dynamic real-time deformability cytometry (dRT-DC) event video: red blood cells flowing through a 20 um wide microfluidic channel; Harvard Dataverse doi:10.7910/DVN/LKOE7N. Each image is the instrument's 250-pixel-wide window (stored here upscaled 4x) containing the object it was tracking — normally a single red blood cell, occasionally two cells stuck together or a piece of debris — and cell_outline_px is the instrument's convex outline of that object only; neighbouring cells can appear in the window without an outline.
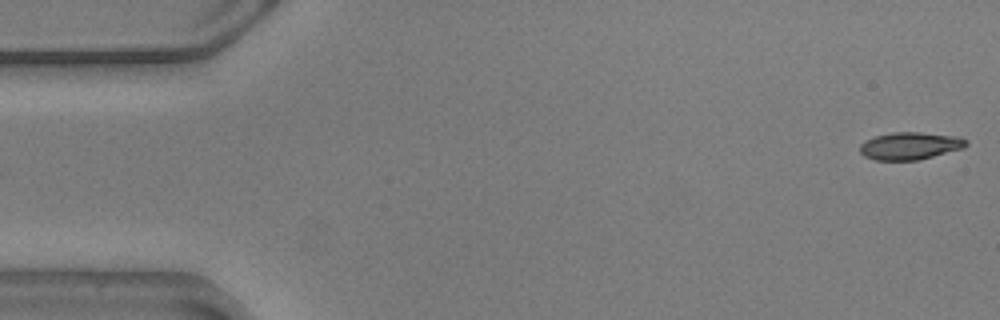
{"species": "common noctule bat (a hibernating species)", "species_latin": "Nyctalus noctula", "temperature_condition": "warm", "stored_images_in_passage": 56, "camera_frame_rate_fps": 3000, "um_per_image_px": 0.085, "animal": {"sex": "male", "body_mass_g": 20.5, "forearm_length_mm": 52.5}, "frame": {"image": 1, "passage_image": 1, "time_ms": 0.0, "image_size_px": [1000, 320], "cell_outline_px": [[968, 144], [964, 148], [920, 160], [876, 160], [864, 156], [860, 152], [860, 144], [876, 136], [892, 132], [920, 132], [960, 136], [968, 140]], "centroid_in_image_um": [77.41, 12.4], "position_along_channel_um": 7.6, "area_um2": 17.11}}
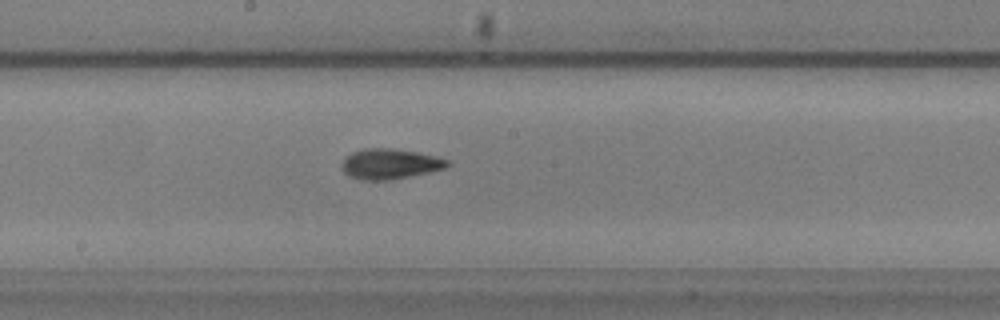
{"frame": {"image": 2, "passage_image": 29, "time_ms": 9.333, "image_size_px": [1000, 320], "cell_outline_px": [[452, 164], [444, 168], [428, 172], [388, 180], [360, 180], [348, 176], [344, 172], [344, 160], [352, 152], [364, 148], [392, 148], [416, 152], [436, 156], [452, 160]], "centroid_in_image_um": [33.19, 13.93], "position_along_channel_um": 215.0, "area_um2": 18.5}}
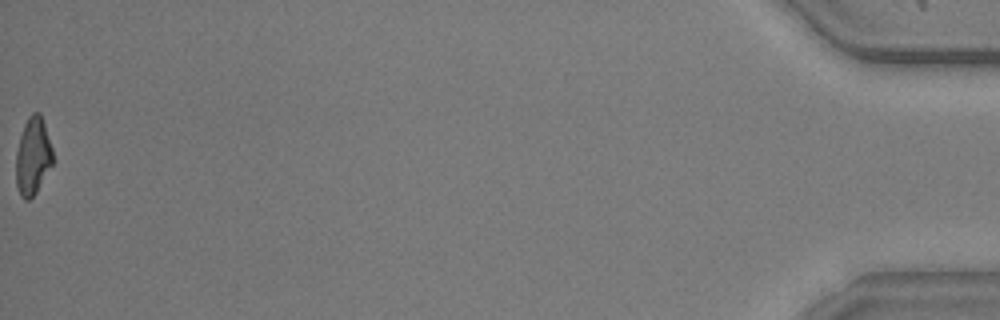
{"frame": {"image": 3, "passage_image": 56, "time_ms": 18.333, "image_size_px": [1000, 320], "cell_outline_px": [[56, 160], [36, 192], [28, 200], [24, 200], [20, 196], [16, 184], [16, 152], [20, 136], [24, 124], [28, 116], [32, 112], [40, 112]], "centroid_in_image_um": [2.81, 13.29], "position_along_channel_um": 432.4, "area_um2": 16.88}, "authors_computed_cell_mechanics": {"area_um2": 17.5134, "velocity_mm_per_s": 3.6002, "shape_relaxation_time_tau1_ms": 3.6948, "shape_relaxation_time_tau2_ms": 3.9246, "deformation_change_tau1": 0.1525, "deformation_change_tau2": 0.1203}}